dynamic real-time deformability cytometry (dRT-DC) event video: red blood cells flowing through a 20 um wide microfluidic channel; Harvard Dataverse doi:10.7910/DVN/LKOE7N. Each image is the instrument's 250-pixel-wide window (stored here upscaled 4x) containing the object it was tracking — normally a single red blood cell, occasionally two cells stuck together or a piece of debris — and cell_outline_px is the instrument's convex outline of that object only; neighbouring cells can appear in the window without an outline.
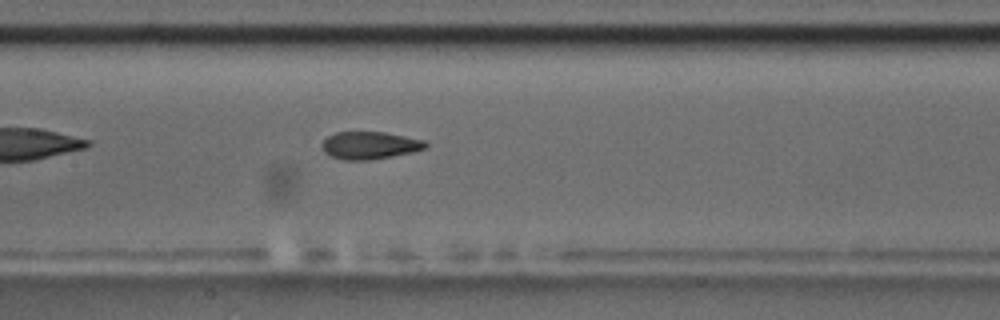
{"species": "common noctule bat (a hibernating species)", "species_latin": "Nyctalus noctula", "temperature_condition": "room temperature", "stored_images_in_passage": 5, "camera_frame_rate_fps": 3000, "um_per_image_px": 0.085, "animal": {"sex": "male", "body_mass_g": 17.5, "forearm_length_mm": 52.3}, "frame": {"image": 1, "passage_image": 5, "time_ms": 5.333, "image_size_px": [1000, 320], "cell_outline_px": [[428, 148], [412, 152], [392, 156], [368, 160], [344, 160], [332, 156], [324, 152], [320, 144], [328, 136], [336, 132], [384, 132], [424, 140], [428, 144]], "centroid_in_image_um": [31.43, 12.35], "position_along_channel_um": 176.0, "area_um2": 16.59}}